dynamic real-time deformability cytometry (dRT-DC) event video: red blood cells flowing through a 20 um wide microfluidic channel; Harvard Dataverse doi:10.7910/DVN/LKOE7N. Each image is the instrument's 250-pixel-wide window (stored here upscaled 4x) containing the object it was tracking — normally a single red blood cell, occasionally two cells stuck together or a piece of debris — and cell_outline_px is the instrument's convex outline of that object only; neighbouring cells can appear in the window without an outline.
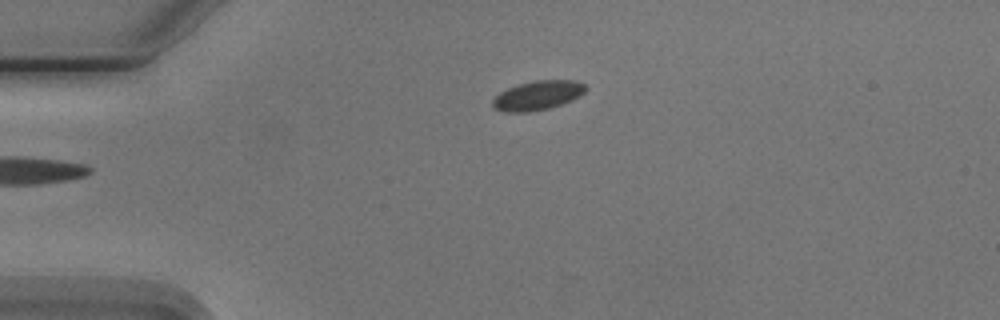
{"species": "Egyptian fruit bat (a non-hibernating species)", "species_latin": "Rousettus aegyptiacus", "temperature_condition": "cold", "stored_images_in_passage": 4, "camera_frame_rate_fps": 3000, "um_per_image_px": 0.085, "animal": {"sex": "male"}, "frame": {"image": 1, "passage_image": 4, "time_ms": 3.333, "image_size_px": [1000, 320], "cell_outline_px": [[584, 92], [580, 96], [572, 100], [548, 108], [528, 112], [508, 112], [496, 108], [492, 104], [492, 100], [500, 92], [508, 88], [520, 84], [536, 80], [576, 80], [584, 84]], "centroid_in_image_um": [45.71, 8.1], "position_along_channel_um": 39.3, "area_um2": 15.55}}